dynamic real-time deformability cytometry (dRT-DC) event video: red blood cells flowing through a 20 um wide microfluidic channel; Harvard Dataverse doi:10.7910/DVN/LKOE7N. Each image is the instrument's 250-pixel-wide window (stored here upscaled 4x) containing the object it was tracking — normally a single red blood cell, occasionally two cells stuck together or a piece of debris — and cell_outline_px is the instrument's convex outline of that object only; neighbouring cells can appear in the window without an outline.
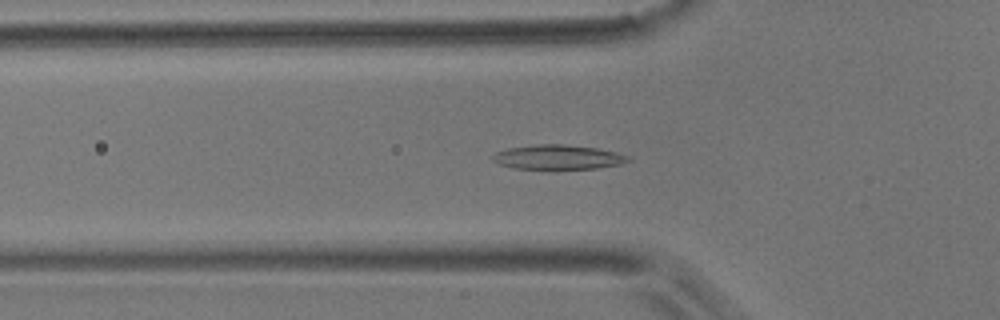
{"species": "common noctule bat (a hibernating species)", "species_latin": "Nyctalus noctula", "temperature_condition": "room temperature", "stored_images_in_passage": 57, "camera_frame_rate_fps": 3000, "um_per_image_px": 0.085, "animal": {"sex": "male", "body_mass_g": 17.9}, "frame": {"image": 1, "passage_image": 19, "time_ms": 6.0, "image_size_px": [1000, 320], "cell_outline_px": [[632, 160], [620, 164], [596, 168], [552, 172], [512, 168], [500, 164], [492, 160], [492, 156], [496, 152], [508, 148], [536, 144], [564, 144], [596, 148], [616, 152], [632, 156]], "centroid_in_image_um": [47.43, 13.4], "position_along_channel_um": 78.4, "area_um2": 20.4}}
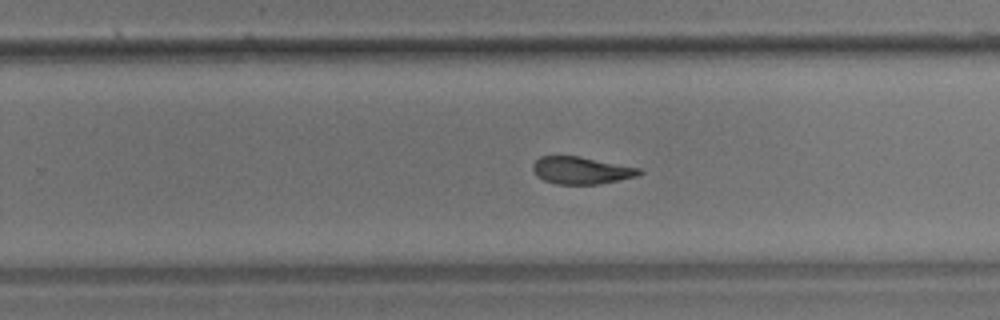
{"frame": {"image": 2, "passage_image": 36, "time_ms": 11.667, "image_size_px": [1000, 320], "cell_outline_px": [[644, 172], [640, 176], [600, 184], [556, 184], [544, 180], [536, 176], [532, 172], [532, 164], [540, 156], [580, 156], [640, 168]], "centroid_in_image_um": [49.42, 14.49], "position_along_channel_um": 280.4, "area_um2": 17.17}}
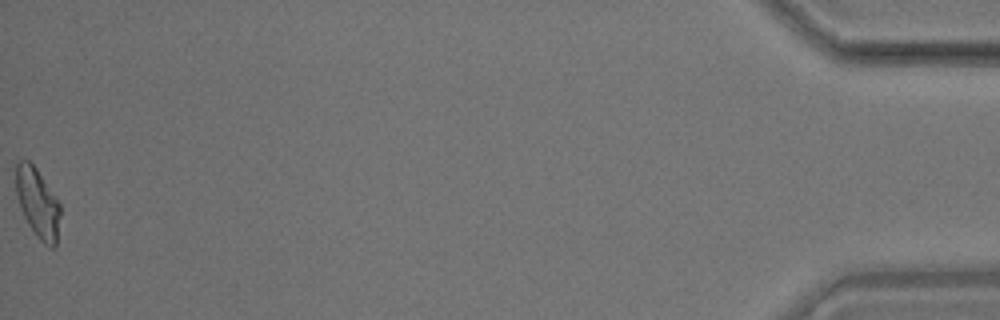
{"frame": {"image": 3, "passage_image": 57, "time_ms": 18.667, "image_size_px": [1000, 320], "cell_outline_px": [[60, 212], [56, 248], [52, 248], [44, 244], [36, 236], [28, 224], [20, 208], [16, 196], [16, 164], [20, 160], [28, 160], [36, 168], [60, 204]], "centroid_in_image_um": [3.19, 17.28], "position_along_channel_um": 432.0, "area_um2": 17.86}, "authors_computed_cell_mechanics": {"area_um2": 18.1492, "velocity_mm_per_s": 3.5553, "shape_relaxation_time_tau1_ms": 8.6643, "shape_relaxation_time_tau2_ms": 2.2722, "deformation_change_tau1": 0.1992, "deformation_change_tau2": 0.0975}}